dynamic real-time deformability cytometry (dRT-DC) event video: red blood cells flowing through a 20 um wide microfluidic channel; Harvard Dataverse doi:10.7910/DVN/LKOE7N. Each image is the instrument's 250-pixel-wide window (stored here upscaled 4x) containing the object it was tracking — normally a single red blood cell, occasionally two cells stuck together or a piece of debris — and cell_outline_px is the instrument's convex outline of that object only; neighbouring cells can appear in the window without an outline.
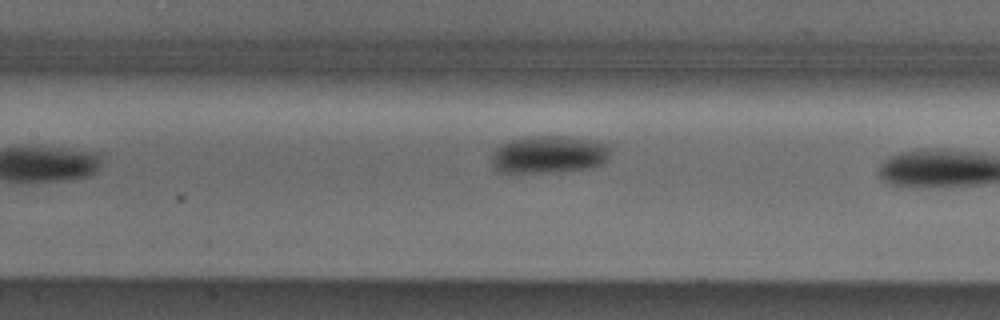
{"species": "Egyptian fruit bat (a non-hibernating species)", "species_latin": "Rousettus aegyptiacus", "temperature_condition": "cold", "stored_images_in_passage": 8, "camera_frame_rate_fps": 3000, "um_per_image_px": 0.085, "animal": {"sex": "male"}, "frame": {"image": 1, "passage_image": 7, "time_ms": 2.0, "image_size_px": [1000, 320], "cell_outline_px": [[612, 148], [608, 160], [604, 164], [588, 168], [548, 172], [496, 172], [492, 164], [492, 152], [500, 144], [512, 140], [532, 136], [564, 136], [596, 140], [608, 144]], "centroid_in_image_um": [46.7, 13.12], "position_along_channel_um": 160.7, "area_um2": 26.24}}